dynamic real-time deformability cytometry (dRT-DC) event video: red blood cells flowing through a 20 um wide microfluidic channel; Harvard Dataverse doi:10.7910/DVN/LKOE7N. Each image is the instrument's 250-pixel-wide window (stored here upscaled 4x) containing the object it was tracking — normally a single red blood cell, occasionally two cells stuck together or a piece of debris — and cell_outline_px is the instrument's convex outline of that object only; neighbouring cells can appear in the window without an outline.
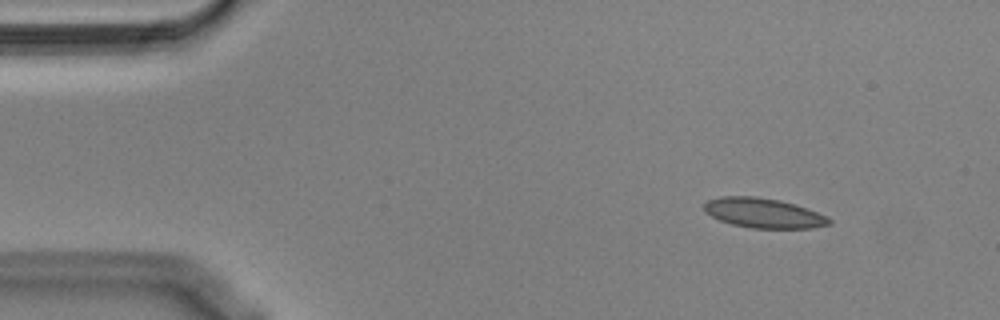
{"species": "Egyptian fruit bat (a non-hibernating species)", "species_latin": "Rousettus aegyptiacus", "temperature_condition": "cold", "stored_images_in_passage": 50, "camera_frame_rate_fps": 3000, "um_per_image_px": 0.085, "animal": {"sex": "male"}, "frame": {"image": 1, "passage_image": 1, "time_ms": 0.0, "image_size_px": [1000, 320], "cell_outline_px": [[832, 224], [812, 228], [752, 228], [732, 224], [720, 220], [704, 212], [704, 204], [708, 200], [720, 196], [756, 196], [780, 200], [828, 216], [832, 220]], "centroid_in_image_um": [64.89, 18.11], "position_along_channel_um": 20.1, "area_um2": 21.62}}
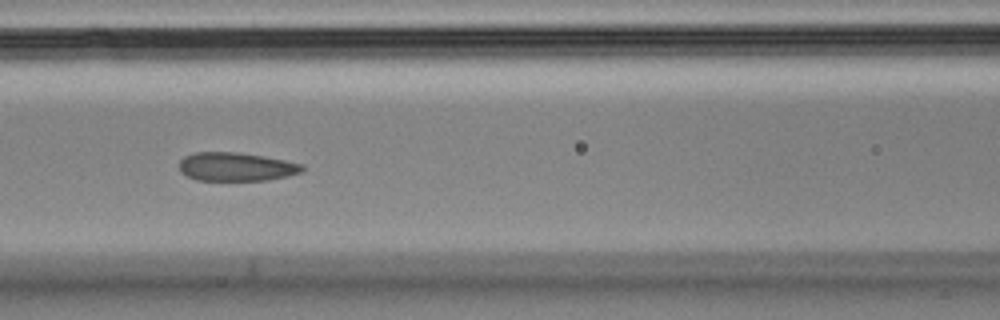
{"frame": {"image": 2, "passage_image": 18, "time_ms": 5.667, "image_size_px": [1000, 320], "cell_outline_px": [[304, 168], [300, 172], [288, 176], [268, 180], [196, 180], [180, 172], [180, 160], [184, 156], [196, 152], [236, 152], [264, 156], [304, 164]], "centroid_in_image_um": [20.07, 14.17], "position_along_channel_um": 146.5, "area_um2": 20.46}}
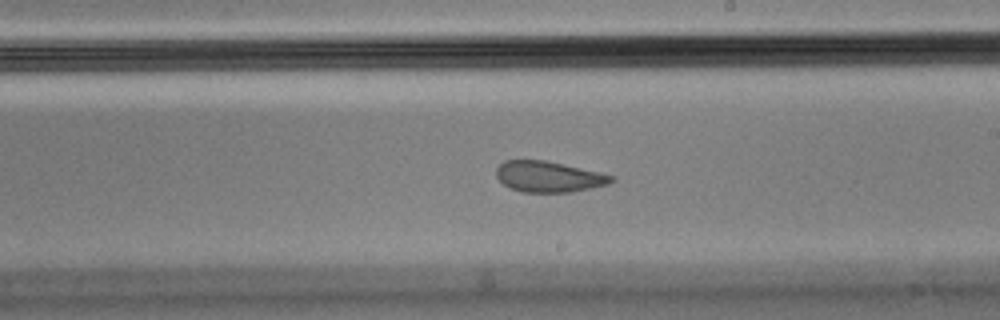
{"frame": {"image": 3, "passage_image": 26, "time_ms": 8.333, "image_size_px": [1000, 320], "cell_outline_px": [[616, 180], [608, 184], [572, 192], [520, 192], [504, 184], [496, 176], [496, 168], [504, 160], [544, 160], [600, 172], [616, 176]], "centroid_in_image_um": [46.66, 15.02], "position_along_channel_um": 242.3, "area_um2": 20.69}, "authors_computed_cell_mechanics": {"area_um2": 21.675, "velocity_mm_per_s": 3.6032, "shape_relaxation_time_tau1_ms": null, "shape_relaxation_time_tau2_ms": 1.6226, "deformation_change_tau1": null, "deformation_change_tau2": 0.0638}}